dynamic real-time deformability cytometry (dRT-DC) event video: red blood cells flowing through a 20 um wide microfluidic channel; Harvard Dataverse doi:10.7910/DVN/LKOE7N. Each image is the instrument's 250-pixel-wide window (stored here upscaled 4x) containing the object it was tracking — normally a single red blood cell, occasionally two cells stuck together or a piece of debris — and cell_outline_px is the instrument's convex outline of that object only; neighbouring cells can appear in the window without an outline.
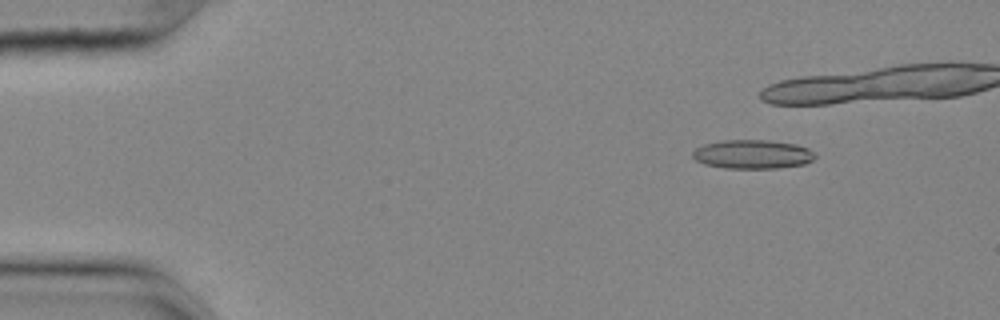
{"species": "common noctule bat (a hibernating species)", "species_latin": "Nyctalus noctula", "temperature_condition": "cold", "stored_images_in_passage": 44, "camera_frame_rate_fps": 3000, "um_per_image_px": 0.085, "animal": {"sex": "female", "body_mass_g": 25.1}, "frame": {"image": 1, "passage_image": 7, "time_ms": 2.0, "image_size_px": [1000, 320], "cell_outline_px": [[816, 156], [812, 160], [804, 164], [776, 168], [724, 168], [704, 164], [696, 160], [692, 156], [692, 152], [696, 148], [704, 144], [720, 140], [768, 140], [796, 144], [808, 148]], "centroid_in_image_um": [63.94, 13.11], "position_along_channel_um": 21.1, "area_um2": 20.63}}